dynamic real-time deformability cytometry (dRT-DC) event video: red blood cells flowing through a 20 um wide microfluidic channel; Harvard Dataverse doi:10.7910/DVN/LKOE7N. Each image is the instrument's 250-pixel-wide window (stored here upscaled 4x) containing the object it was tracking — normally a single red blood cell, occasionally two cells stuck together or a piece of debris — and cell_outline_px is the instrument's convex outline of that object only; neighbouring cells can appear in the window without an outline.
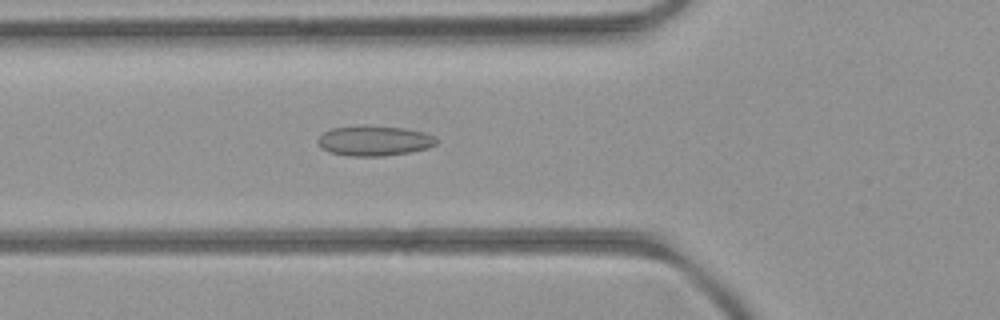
{"species": "common noctule bat (a hibernating species)", "species_latin": "Nyctalus noctula", "temperature_condition": "room temperature", "stored_images_in_passage": 45, "camera_frame_rate_fps": 3000, "um_per_image_px": 0.085, "animal": {"sex": "female", "body_mass_g": 21.9}, "frame": {"image": 1, "passage_image": 16, "time_ms": 5.0, "image_size_px": [1000, 320], "cell_outline_px": [[436, 144], [428, 148], [408, 152], [384, 156], [348, 156], [328, 152], [316, 140], [324, 132], [332, 128], [404, 128], [424, 132], [436, 136]], "centroid_in_image_um": [31.85, 12.01], "position_along_channel_um": 94.0, "area_um2": 19.94}}
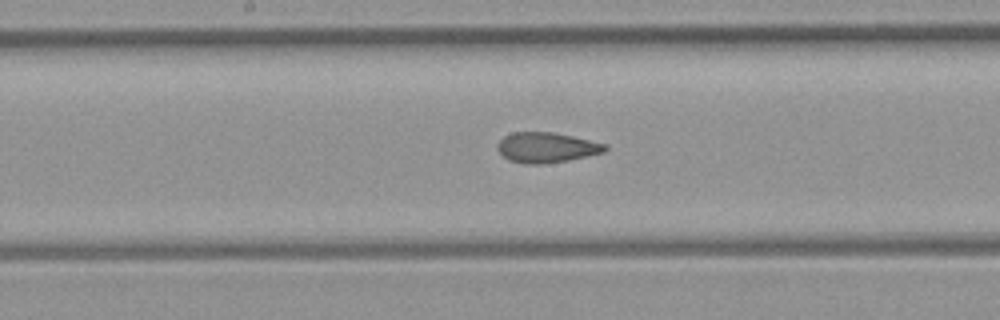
{"frame": {"image": 2, "passage_image": 24, "time_ms": 7.667, "image_size_px": [1000, 320], "cell_outline_px": [[608, 148], [604, 152], [568, 160], [540, 164], [528, 164], [508, 160], [496, 148], [496, 144], [504, 136], [512, 132], [552, 132], [572, 136], [608, 144]], "centroid_in_image_um": [46.44, 12.53], "position_along_channel_um": 201.8, "area_um2": 18.9}}
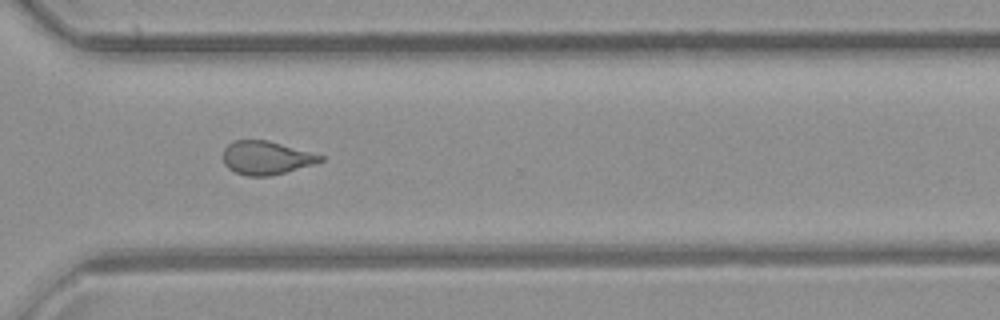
{"frame": {"image": 3, "passage_image": 35, "time_ms": 11.333, "image_size_px": [1000, 320], "cell_outline_px": [[324, 160], [312, 164], [284, 172], [268, 176], [248, 176], [236, 172], [228, 168], [224, 164], [224, 148], [228, 144], [236, 140], [268, 140], [324, 156]], "centroid_in_image_um": [22.6, 13.4], "position_along_channel_um": 348.0, "area_um2": 18.61}}